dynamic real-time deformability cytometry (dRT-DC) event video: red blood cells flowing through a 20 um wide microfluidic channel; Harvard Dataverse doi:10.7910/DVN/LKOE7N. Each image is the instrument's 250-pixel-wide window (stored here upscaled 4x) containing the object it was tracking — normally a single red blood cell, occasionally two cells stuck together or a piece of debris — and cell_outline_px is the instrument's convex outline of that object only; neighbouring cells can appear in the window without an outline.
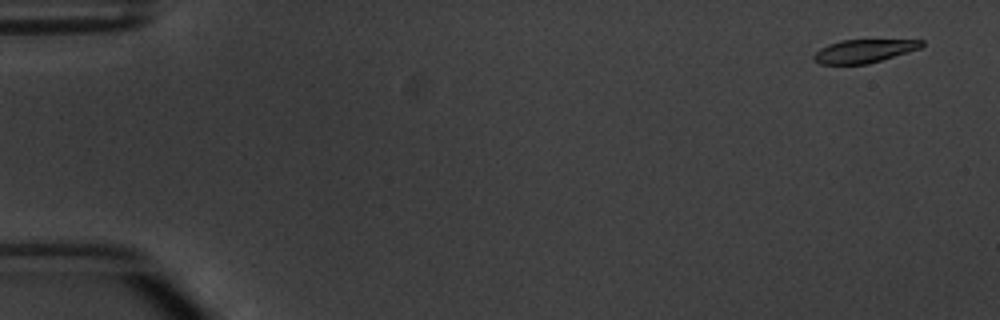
{"species": "common noctule bat (a hibernating species)", "species_latin": "Nyctalus noctula", "temperature_condition": "warm", "stored_images_in_passage": 5, "camera_frame_rate_fps": 3000, "um_per_image_px": 0.085, "animal": {"sex": "male", "body_mass_g": 20.1, "forearm_length_mm": 53.5}, "frame": {"image": 1, "passage_image": 1, "time_ms": 0.0, "image_size_px": [1000, 320], "cell_outline_px": [[924, 44], [920, 48], [868, 64], [820, 64], [812, 60], [812, 56], [820, 48], [828, 44], [840, 40], [924, 40]], "centroid_in_image_um": [73.38, 4.34], "position_along_channel_um": 11.6, "area_um2": 14.57}}
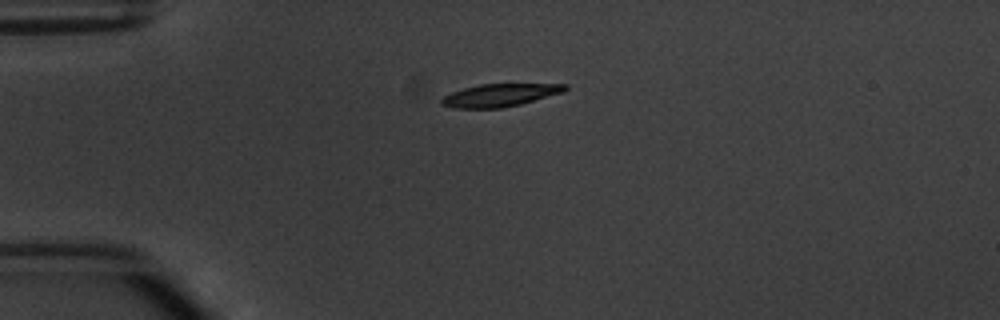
{"frame": {"image": 2, "passage_image": 4, "time_ms": 3.667, "image_size_px": [1000, 320], "cell_outline_px": [[568, 88], [564, 92], [520, 104], [500, 108], [452, 108], [440, 104], [440, 100], [444, 96], [452, 92], [464, 88], [480, 84], [568, 84]], "centroid_in_image_um": [42.48, 8.09], "position_along_channel_um": 42.5, "area_um2": 16.3}}